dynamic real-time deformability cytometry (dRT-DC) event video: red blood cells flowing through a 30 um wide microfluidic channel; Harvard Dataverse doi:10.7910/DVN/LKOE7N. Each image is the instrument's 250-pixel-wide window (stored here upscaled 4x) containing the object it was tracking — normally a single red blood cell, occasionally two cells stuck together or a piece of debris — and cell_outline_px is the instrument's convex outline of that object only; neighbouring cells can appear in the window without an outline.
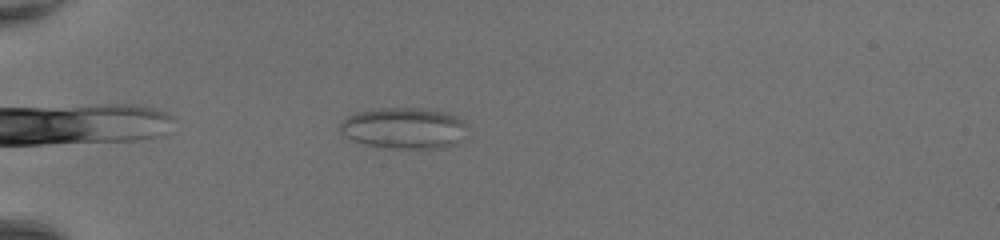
{"species": "common noctule bat (a hibernating species)", "species_latin": "Nyctalus noctula", "temperature_condition": "room temperature", "stored_images_in_passage": 38, "camera_frame_rate_fps": 3000, "um_per_image_px": 0.085, "animal": {"sex": "female", "body_mass_g": 20.0, "forearm_length_mm": 54.0}, "frame": {"image": 1, "passage_image": 4, "time_ms": 1.0, "image_size_px": [1000, 240], "cell_outline_px": [[464, 124], [456, 140], [452, 144], [440, 148], [388, 148], [368, 144], [352, 140], [340, 132], [340, 124], [348, 116], [356, 112], [380, 108], [420, 108], [444, 112], [456, 116]], "centroid_in_image_um": [34.22, 10.88], "position_along_channel_um": 50.8, "area_um2": 29.59}}
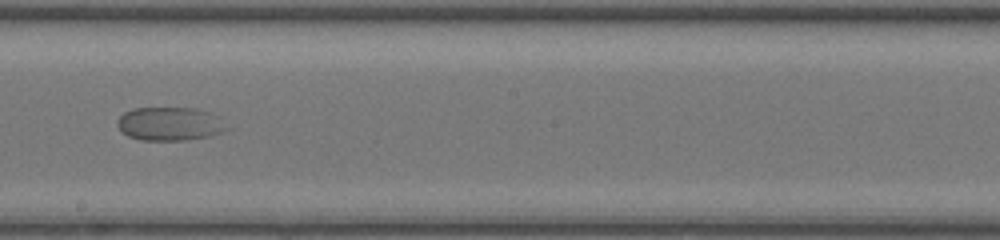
{"frame": {"image": 2, "passage_image": 19, "time_ms": 6.0, "image_size_px": [1000, 240], "cell_outline_px": [[232, 128], [208, 136], [184, 140], [140, 140], [128, 136], [120, 132], [116, 124], [116, 120], [124, 112], [132, 108], [196, 108], [212, 112], [220, 116]], "centroid_in_image_um": [14.45, 10.52], "position_along_channel_um": 233.7, "area_um2": 21.85}}
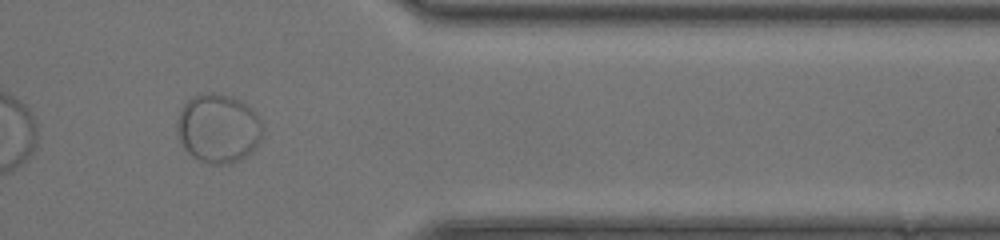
{"frame": {"image": 3, "passage_image": 31, "time_ms": 10.0, "image_size_px": [1000, 240], "cell_outline_px": [[264, 132], [256, 148], [244, 156], [228, 164], [212, 164], [200, 160], [192, 156], [184, 148], [176, 132], [176, 120], [180, 108], [192, 96], [204, 92], [212, 92], [232, 96], [240, 100], [252, 108], [256, 112], [260, 120]], "centroid_in_image_um": [18.54, 10.88], "position_along_channel_um": 392.9, "area_um2": 34.74}}